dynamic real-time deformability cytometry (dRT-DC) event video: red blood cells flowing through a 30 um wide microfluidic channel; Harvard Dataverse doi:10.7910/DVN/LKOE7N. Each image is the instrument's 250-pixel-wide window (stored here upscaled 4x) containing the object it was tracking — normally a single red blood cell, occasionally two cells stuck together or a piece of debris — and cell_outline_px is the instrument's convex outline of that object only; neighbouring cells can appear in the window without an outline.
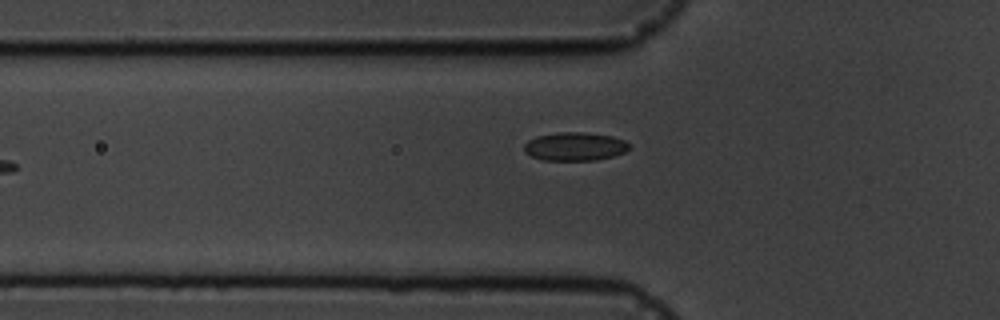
{"species": "common noctule bat (a hibernating species)", "species_latin": "Nyctalus noctula", "temperature_condition": "cold", "stored_images_in_passage": 8, "camera_frame_rate_fps": 3000, "um_per_image_px": 0.085, "animal": {"sex": "male", "body_mass_g": 19.5, "forearm_length_mm": 54.6}, "frame": {"image": 1, "passage_image": 5, "time_ms": 5.0, "image_size_px": [1000, 320], "cell_outline_px": [[628, 148], [624, 152], [612, 156], [596, 160], [540, 160], [524, 152], [524, 144], [528, 140], [536, 136], [556, 132], [584, 132], [612, 136], [624, 140], [628, 144]], "centroid_in_image_um": [48.81, 12.44], "position_along_channel_um": 77.0, "area_um2": 17.4}}
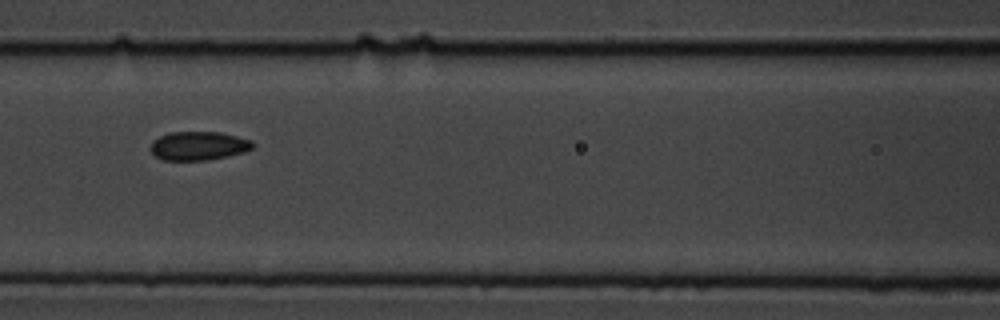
{"frame": {"image": 2, "passage_image": 7, "time_ms": 7.0, "image_size_px": [1000, 320], "cell_outline_px": [[256, 144], [252, 148], [244, 152], [228, 156], [208, 160], [164, 160], [156, 156], [148, 148], [152, 140], [160, 136], [172, 132], [220, 132], [252, 140]], "centroid_in_image_um": [16.87, 12.39], "position_along_channel_um": 149.7, "area_um2": 17.22}}
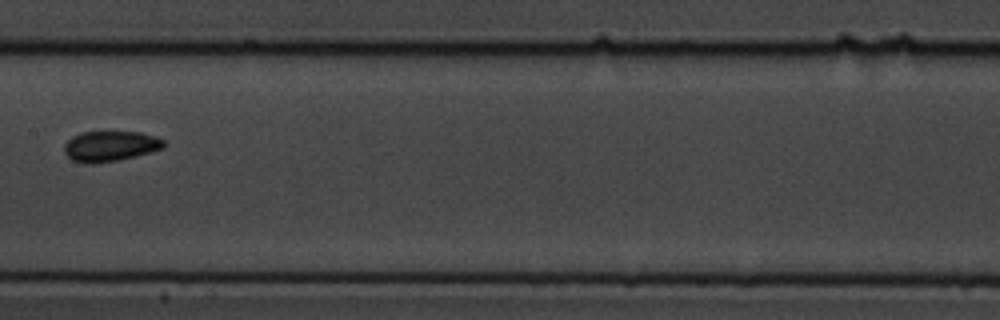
{"frame": {"image": 3, "passage_image": 8, "time_ms": 8.333, "image_size_px": [1000, 320], "cell_outline_px": [[168, 144], [164, 148], [152, 152], [120, 160], [92, 164], [84, 164], [72, 160], [64, 152], [64, 144], [72, 136], [80, 132], [140, 132], [164, 140]], "centroid_in_image_um": [9.37, 12.44], "position_along_channel_um": 198.0, "area_um2": 17.86}}